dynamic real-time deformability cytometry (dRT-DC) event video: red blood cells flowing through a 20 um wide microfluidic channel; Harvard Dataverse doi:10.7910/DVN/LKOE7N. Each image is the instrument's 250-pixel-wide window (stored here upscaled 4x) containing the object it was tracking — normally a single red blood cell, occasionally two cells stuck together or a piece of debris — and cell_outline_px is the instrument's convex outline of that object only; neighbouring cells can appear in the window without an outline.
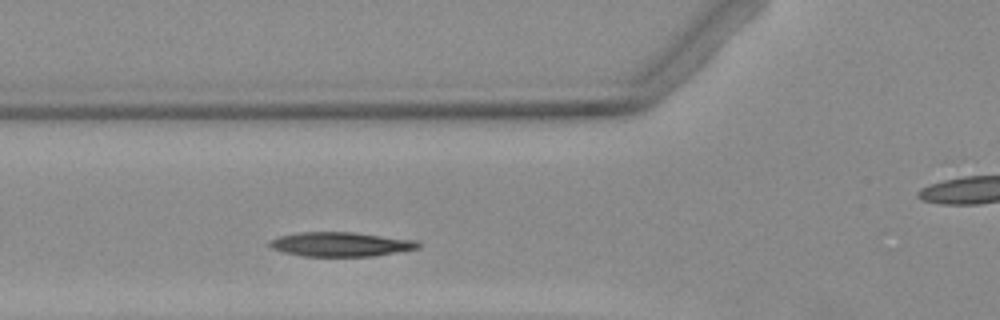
{"species": "Egyptian fruit bat (a non-hibernating species)", "species_latin": "Rousettus aegyptiacus", "temperature_condition": "warm", "stored_images_in_passage": 4, "segment_of_instrument_passage": [1, 2], "camera_frame_rate_fps": 3000, "um_per_image_px": 0.085, "animal": {"sex": "female"}, "frame": {"image": 1, "passage_image": 3, "time_ms": 3.333, "image_size_px": [1000, 320], "cell_outline_px": [[420, 248], [372, 256], [300, 256], [284, 252], [272, 248], [268, 244], [272, 240], [280, 236], [300, 232], [352, 232], [416, 240], [420, 244]], "centroid_in_image_um": [28.96, 20.76], "position_along_channel_um": 96.8, "area_um2": 20.87}}